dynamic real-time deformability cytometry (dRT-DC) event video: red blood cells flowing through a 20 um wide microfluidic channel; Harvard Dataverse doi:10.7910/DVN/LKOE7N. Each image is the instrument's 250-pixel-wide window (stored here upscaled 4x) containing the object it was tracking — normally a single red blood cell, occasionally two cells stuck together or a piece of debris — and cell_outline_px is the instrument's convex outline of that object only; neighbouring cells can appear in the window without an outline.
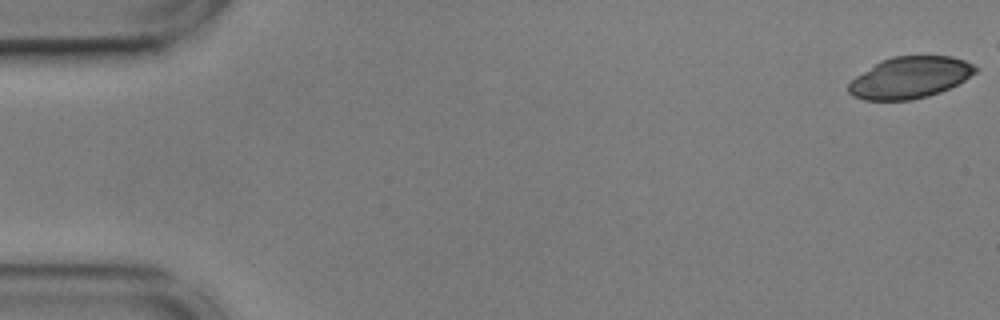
{"species": "common noctule bat (a hibernating species)", "species_latin": "Nyctalus noctula", "temperature_condition": "cold", "stored_images_in_passage": 10, "camera_frame_rate_fps": 3000, "um_per_image_px": 0.085, "animal": {"sex": "male", "body_mass_g": 17.9, "forearm_length_mm": 54.2}, "frame": {"image": 1, "passage_image": 1, "time_ms": 0.0, "image_size_px": [1000, 320], "cell_outline_px": [[980, 68], [976, 72], [964, 80], [940, 92], [928, 96], [912, 100], [864, 100], [852, 96], [848, 92], [848, 84], [856, 76], [880, 60], [892, 56], [952, 56], [964, 60]], "centroid_in_image_um": [77.33, 6.59], "position_along_channel_um": 7.7, "area_um2": 30.75}}